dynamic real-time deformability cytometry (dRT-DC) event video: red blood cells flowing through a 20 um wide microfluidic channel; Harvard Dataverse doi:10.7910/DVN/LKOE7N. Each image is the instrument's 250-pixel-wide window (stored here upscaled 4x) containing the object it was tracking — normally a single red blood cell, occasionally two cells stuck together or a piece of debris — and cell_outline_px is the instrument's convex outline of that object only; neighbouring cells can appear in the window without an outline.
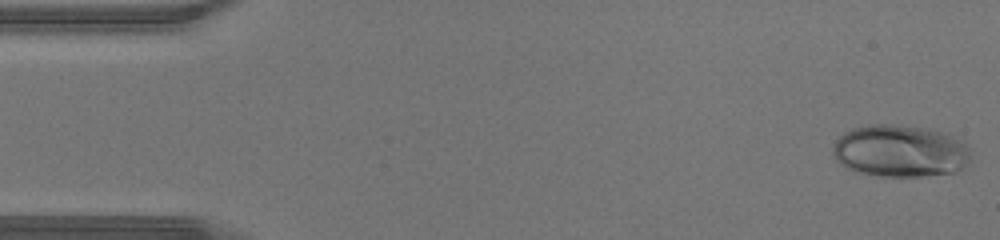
{"species": "human", "species_latin": "Homo sapiens", "temperature_condition": "warm", "stored_images_in_passage": 44, "camera_frame_rate_fps": 3000, "um_per_image_px": 0.085, "donor": {"sex": "male"}, "frame": {"image": 1, "passage_image": 1, "time_ms": 0.0, "image_size_px": [1000, 240], "cell_outline_px": [[968, 160], [956, 172], [920, 176], [880, 176], [852, 172], [840, 164], [836, 160], [832, 152], [832, 148], [836, 140], [844, 132], [852, 128], [868, 124], [892, 124], [920, 128], [940, 132], [964, 144], [968, 148]], "centroid_in_image_um": [76.39, 12.85], "position_along_channel_um": 8.6, "area_um2": 41.44}}
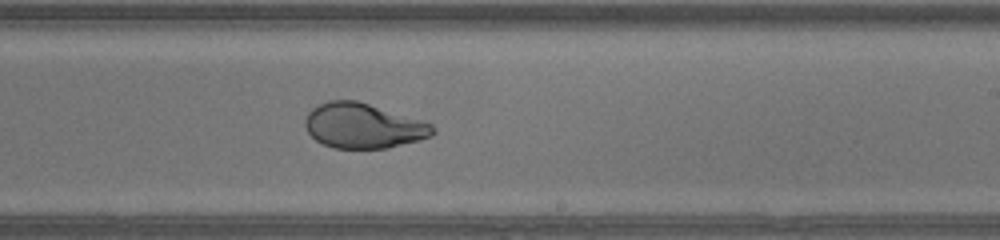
{"frame": {"image": 2, "passage_image": 26, "time_ms": 8.333, "image_size_px": [1000, 240], "cell_outline_px": [[436, 132], [432, 136], [420, 140], [388, 148], [332, 148], [316, 140], [308, 132], [304, 124], [304, 120], [308, 112], [312, 108], [328, 100], [356, 100], [420, 120], [432, 124], [436, 128]], "centroid_in_image_um": [30.87, 10.7], "position_along_channel_um": 258.1, "area_um2": 33.35}}
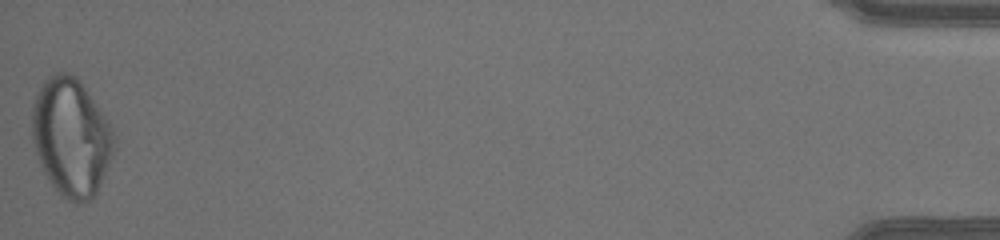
{"frame": {"image": 3, "passage_image": 44, "time_ms": 14.333, "image_size_px": [1000, 240], "cell_outline_px": [[116, 140], [108, 164], [96, 192], [88, 200], [76, 204], [72, 204], [60, 196], [44, 172], [40, 164], [36, 152], [32, 136], [32, 104], [44, 80], [48, 76], [56, 72], [68, 72], [76, 76], [104, 116], [112, 128], [116, 136]], "centroid_in_image_um": [6.02, 11.66], "position_along_channel_um": 429.2, "area_um2": 55.83}}